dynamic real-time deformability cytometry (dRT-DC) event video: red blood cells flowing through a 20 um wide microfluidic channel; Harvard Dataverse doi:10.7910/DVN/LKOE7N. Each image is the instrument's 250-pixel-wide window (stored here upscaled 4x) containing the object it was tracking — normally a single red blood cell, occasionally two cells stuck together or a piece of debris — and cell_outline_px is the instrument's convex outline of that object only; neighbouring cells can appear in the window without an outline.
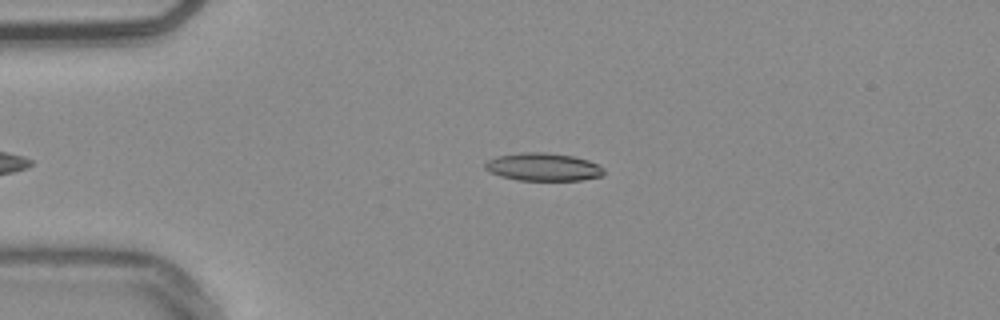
{"species": "common noctule bat (a hibernating species)", "species_latin": "Nyctalus noctula", "temperature_condition": "warm", "stored_images_in_passage": 38, "camera_frame_rate_fps": 3000, "um_per_image_px": 0.085, "animal": {"sex": "male", "body_mass_g": 20.4}, "frame": {"image": 1, "passage_image": 2, "time_ms": 0.333, "image_size_px": [1000, 320], "cell_outline_px": [[604, 176], [580, 180], [516, 180], [500, 176], [488, 172], [484, 168], [484, 164], [488, 160], [496, 156], [520, 152], [544, 152], [572, 156], [588, 160], [604, 168]], "centroid_in_image_um": [46.14, 14.19], "position_along_channel_um": 38.9, "area_um2": 19.42}}
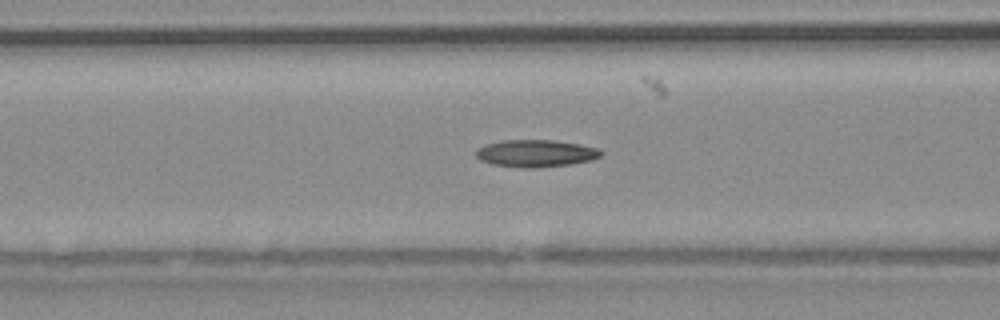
{"frame": {"image": 2, "passage_image": 11, "time_ms": 3.333, "image_size_px": [1000, 320], "cell_outline_px": [[604, 152], [600, 156], [592, 160], [568, 164], [532, 168], [524, 168], [492, 164], [480, 160], [476, 156], [476, 148], [488, 144], [504, 140], [552, 140], [580, 144], [596, 148]], "centroid_in_image_um": [45.53, 13.03], "position_along_channel_um": 121.1, "area_um2": 19.65}}
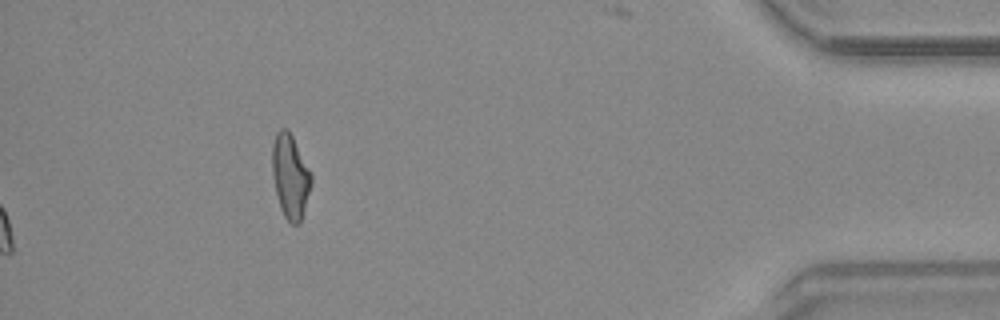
{"frame": {"image": 3, "passage_image": 38, "time_ms": 12.333, "image_size_px": [1000, 320], "cell_outline_px": [[312, 180], [300, 224], [292, 224], [284, 216], [280, 208], [276, 192], [272, 172], [272, 144], [276, 132], [280, 128], [288, 128], [312, 172]], "centroid_in_image_um": [24.67, 14.94], "position_along_channel_um": 410.5, "area_um2": 19.19}, "authors_computed_cell_mechanics": {"area_um2": 18.9873, "velocity_mm_per_s": 3.8321, "shape_relaxation_time_tau1_ms": 10.7061, "shape_relaxation_time_tau2_ms": 4.1637, "deformation_change_tau1": 0.2419, "deformation_change_tau2": 0.137}}